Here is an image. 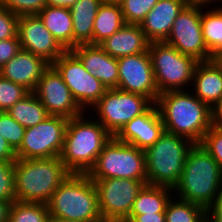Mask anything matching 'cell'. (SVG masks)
Returning a JSON list of instances; mask_svg holds the SVG:
<instances>
[{
	"instance_id": "f546056e",
	"label": "cell",
	"mask_w": 222,
	"mask_h": 222,
	"mask_svg": "<svg viewBox=\"0 0 222 222\" xmlns=\"http://www.w3.org/2000/svg\"><path fill=\"white\" fill-rule=\"evenodd\" d=\"M50 215L47 204L32 202H12L8 222H47Z\"/></svg>"
},
{
	"instance_id": "ba28073f",
	"label": "cell",
	"mask_w": 222,
	"mask_h": 222,
	"mask_svg": "<svg viewBox=\"0 0 222 222\" xmlns=\"http://www.w3.org/2000/svg\"><path fill=\"white\" fill-rule=\"evenodd\" d=\"M148 51L159 94L186 90L188 85H191L196 65L199 63L196 59L180 53L165 42H151Z\"/></svg>"
},
{
	"instance_id": "1f68e13d",
	"label": "cell",
	"mask_w": 222,
	"mask_h": 222,
	"mask_svg": "<svg viewBox=\"0 0 222 222\" xmlns=\"http://www.w3.org/2000/svg\"><path fill=\"white\" fill-rule=\"evenodd\" d=\"M30 91L0 75V112H7Z\"/></svg>"
},
{
	"instance_id": "d6a6232c",
	"label": "cell",
	"mask_w": 222,
	"mask_h": 222,
	"mask_svg": "<svg viewBox=\"0 0 222 222\" xmlns=\"http://www.w3.org/2000/svg\"><path fill=\"white\" fill-rule=\"evenodd\" d=\"M25 128L16 122L7 112H0V134L16 152L24 137Z\"/></svg>"
},
{
	"instance_id": "5bb4252c",
	"label": "cell",
	"mask_w": 222,
	"mask_h": 222,
	"mask_svg": "<svg viewBox=\"0 0 222 222\" xmlns=\"http://www.w3.org/2000/svg\"><path fill=\"white\" fill-rule=\"evenodd\" d=\"M33 93L49 115L71 119L85 113L73 98L61 74L52 64L44 70Z\"/></svg>"
},
{
	"instance_id": "ffe728a7",
	"label": "cell",
	"mask_w": 222,
	"mask_h": 222,
	"mask_svg": "<svg viewBox=\"0 0 222 222\" xmlns=\"http://www.w3.org/2000/svg\"><path fill=\"white\" fill-rule=\"evenodd\" d=\"M49 65L50 64L42 57L21 48L16 55L0 69V75L33 92L44 70Z\"/></svg>"
},
{
	"instance_id": "4dcf8cb0",
	"label": "cell",
	"mask_w": 222,
	"mask_h": 222,
	"mask_svg": "<svg viewBox=\"0 0 222 222\" xmlns=\"http://www.w3.org/2000/svg\"><path fill=\"white\" fill-rule=\"evenodd\" d=\"M157 2L158 0H123L120 7L125 23L140 25Z\"/></svg>"
},
{
	"instance_id": "7c38bea8",
	"label": "cell",
	"mask_w": 222,
	"mask_h": 222,
	"mask_svg": "<svg viewBox=\"0 0 222 222\" xmlns=\"http://www.w3.org/2000/svg\"><path fill=\"white\" fill-rule=\"evenodd\" d=\"M52 65L61 74L84 112L90 111L107 90L100 80L85 70L80 59L71 50L65 51Z\"/></svg>"
},
{
	"instance_id": "4fadbf2b",
	"label": "cell",
	"mask_w": 222,
	"mask_h": 222,
	"mask_svg": "<svg viewBox=\"0 0 222 222\" xmlns=\"http://www.w3.org/2000/svg\"><path fill=\"white\" fill-rule=\"evenodd\" d=\"M202 6L187 5L174 20L165 43L198 62L211 61L201 28Z\"/></svg>"
},
{
	"instance_id": "e575fe53",
	"label": "cell",
	"mask_w": 222,
	"mask_h": 222,
	"mask_svg": "<svg viewBox=\"0 0 222 222\" xmlns=\"http://www.w3.org/2000/svg\"><path fill=\"white\" fill-rule=\"evenodd\" d=\"M0 4L17 16L37 15L47 5L46 0H0Z\"/></svg>"
},
{
	"instance_id": "30bf717a",
	"label": "cell",
	"mask_w": 222,
	"mask_h": 222,
	"mask_svg": "<svg viewBox=\"0 0 222 222\" xmlns=\"http://www.w3.org/2000/svg\"><path fill=\"white\" fill-rule=\"evenodd\" d=\"M98 192L103 221L125 222L139 191L147 180L127 178L92 179Z\"/></svg>"
},
{
	"instance_id": "bcb514c9",
	"label": "cell",
	"mask_w": 222,
	"mask_h": 222,
	"mask_svg": "<svg viewBox=\"0 0 222 222\" xmlns=\"http://www.w3.org/2000/svg\"><path fill=\"white\" fill-rule=\"evenodd\" d=\"M212 61L221 69L222 71V50L215 54Z\"/></svg>"
},
{
	"instance_id": "7bdbcfd3",
	"label": "cell",
	"mask_w": 222,
	"mask_h": 222,
	"mask_svg": "<svg viewBox=\"0 0 222 222\" xmlns=\"http://www.w3.org/2000/svg\"><path fill=\"white\" fill-rule=\"evenodd\" d=\"M11 203L12 202L0 200V222H8Z\"/></svg>"
},
{
	"instance_id": "ee69618b",
	"label": "cell",
	"mask_w": 222,
	"mask_h": 222,
	"mask_svg": "<svg viewBox=\"0 0 222 222\" xmlns=\"http://www.w3.org/2000/svg\"><path fill=\"white\" fill-rule=\"evenodd\" d=\"M77 0H46L49 6L71 7Z\"/></svg>"
},
{
	"instance_id": "8992f818",
	"label": "cell",
	"mask_w": 222,
	"mask_h": 222,
	"mask_svg": "<svg viewBox=\"0 0 222 222\" xmlns=\"http://www.w3.org/2000/svg\"><path fill=\"white\" fill-rule=\"evenodd\" d=\"M194 143L167 131L145 150L147 184L174 188Z\"/></svg>"
},
{
	"instance_id": "6da1fadb",
	"label": "cell",
	"mask_w": 222,
	"mask_h": 222,
	"mask_svg": "<svg viewBox=\"0 0 222 222\" xmlns=\"http://www.w3.org/2000/svg\"><path fill=\"white\" fill-rule=\"evenodd\" d=\"M165 131L200 144L212 126L211 108L186 90L160 93L156 101Z\"/></svg>"
},
{
	"instance_id": "9a60e30c",
	"label": "cell",
	"mask_w": 222,
	"mask_h": 222,
	"mask_svg": "<svg viewBox=\"0 0 222 222\" xmlns=\"http://www.w3.org/2000/svg\"><path fill=\"white\" fill-rule=\"evenodd\" d=\"M117 61L119 70L117 89L146 96L156 103L159 92L149 51L120 57Z\"/></svg>"
},
{
	"instance_id": "603a6c76",
	"label": "cell",
	"mask_w": 222,
	"mask_h": 222,
	"mask_svg": "<svg viewBox=\"0 0 222 222\" xmlns=\"http://www.w3.org/2000/svg\"><path fill=\"white\" fill-rule=\"evenodd\" d=\"M102 0H77L69 7L73 21V48L80 44L93 45V24Z\"/></svg>"
},
{
	"instance_id": "4316f807",
	"label": "cell",
	"mask_w": 222,
	"mask_h": 222,
	"mask_svg": "<svg viewBox=\"0 0 222 222\" xmlns=\"http://www.w3.org/2000/svg\"><path fill=\"white\" fill-rule=\"evenodd\" d=\"M7 113L25 129L36 126L50 116L33 92L19 100Z\"/></svg>"
},
{
	"instance_id": "836d02e7",
	"label": "cell",
	"mask_w": 222,
	"mask_h": 222,
	"mask_svg": "<svg viewBox=\"0 0 222 222\" xmlns=\"http://www.w3.org/2000/svg\"><path fill=\"white\" fill-rule=\"evenodd\" d=\"M0 200L15 202L14 162L0 161Z\"/></svg>"
},
{
	"instance_id": "ac0fdd59",
	"label": "cell",
	"mask_w": 222,
	"mask_h": 222,
	"mask_svg": "<svg viewBox=\"0 0 222 222\" xmlns=\"http://www.w3.org/2000/svg\"><path fill=\"white\" fill-rule=\"evenodd\" d=\"M82 62L85 70L95 76L106 89L118 87V61L99 45L80 44L71 50Z\"/></svg>"
},
{
	"instance_id": "8d00e7d4",
	"label": "cell",
	"mask_w": 222,
	"mask_h": 222,
	"mask_svg": "<svg viewBox=\"0 0 222 222\" xmlns=\"http://www.w3.org/2000/svg\"><path fill=\"white\" fill-rule=\"evenodd\" d=\"M18 19L19 16L0 4V41L17 36Z\"/></svg>"
},
{
	"instance_id": "60d3db41",
	"label": "cell",
	"mask_w": 222,
	"mask_h": 222,
	"mask_svg": "<svg viewBox=\"0 0 222 222\" xmlns=\"http://www.w3.org/2000/svg\"><path fill=\"white\" fill-rule=\"evenodd\" d=\"M211 123L214 127L222 128V97L211 108Z\"/></svg>"
},
{
	"instance_id": "e0dca14e",
	"label": "cell",
	"mask_w": 222,
	"mask_h": 222,
	"mask_svg": "<svg viewBox=\"0 0 222 222\" xmlns=\"http://www.w3.org/2000/svg\"><path fill=\"white\" fill-rule=\"evenodd\" d=\"M164 131L165 127L154 103L145 113L126 123L114 137L145 151L161 137Z\"/></svg>"
},
{
	"instance_id": "7dc6e473",
	"label": "cell",
	"mask_w": 222,
	"mask_h": 222,
	"mask_svg": "<svg viewBox=\"0 0 222 222\" xmlns=\"http://www.w3.org/2000/svg\"><path fill=\"white\" fill-rule=\"evenodd\" d=\"M47 222H77V221L58 219V218H55L53 216H50Z\"/></svg>"
},
{
	"instance_id": "83f0119b",
	"label": "cell",
	"mask_w": 222,
	"mask_h": 222,
	"mask_svg": "<svg viewBox=\"0 0 222 222\" xmlns=\"http://www.w3.org/2000/svg\"><path fill=\"white\" fill-rule=\"evenodd\" d=\"M219 7H209L213 10L208 8L207 11L202 7L201 13L203 39L212 57L222 50V6Z\"/></svg>"
},
{
	"instance_id": "681fc988",
	"label": "cell",
	"mask_w": 222,
	"mask_h": 222,
	"mask_svg": "<svg viewBox=\"0 0 222 222\" xmlns=\"http://www.w3.org/2000/svg\"><path fill=\"white\" fill-rule=\"evenodd\" d=\"M207 222H222V218H207Z\"/></svg>"
},
{
	"instance_id": "44dd1931",
	"label": "cell",
	"mask_w": 222,
	"mask_h": 222,
	"mask_svg": "<svg viewBox=\"0 0 222 222\" xmlns=\"http://www.w3.org/2000/svg\"><path fill=\"white\" fill-rule=\"evenodd\" d=\"M147 40L140 25L125 23L116 33L106 38L99 46L110 56L120 58L148 51Z\"/></svg>"
},
{
	"instance_id": "d6986e66",
	"label": "cell",
	"mask_w": 222,
	"mask_h": 222,
	"mask_svg": "<svg viewBox=\"0 0 222 222\" xmlns=\"http://www.w3.org/2000/svg\"><path fill=\"white\" fill-rule=\"evenodd\" d=\"M188 5V0H158L140 23L147 40L165 42L174 20Z\"/></svg>"
},
{
	"instance_id": "7402d4cb",
	"label": "cell",
	"mask_w": 222,
	"mask_h": 222,
	"mask_svg": "<svg viewBox=\"0 0 222 222\" xmlns=\"http://www.w3.org/2000/svg\"><path fill=\"white\" fill-rule=\"evenodd\" d=\"M192 83L193 94L210 108L222 97V71L212 60L196 65Z\"/></svg>"
},
{
	"instance_id": "cb8c5ba5",
	"label": "cell",
	"mask_w": 222,
	"mask_h": 222,
	"mask_svg": "<svg viewBox=\"0 0 222 222\" xmlns=\"http://www.w3.org/2000/svg\"><path fill=\"white\" fill-rule=\"evenodd\" d=\"M37 15L66 51L73 49V21L69 7L46 5Z\"/></svg>"
},
{
	"instance_id": "7a4b0ae2",
	"label": "cell",
	"mask_w": 222,
	"mask_h": 222,
	"mask_svg": "<svg viewBox=\"0 0 222 222\" xmlns=\"http://www.w3.org/2000/svg\"><path fill=\"white\" fill-rule=\"evenodd\" d=\"M176 192V193H175ZM222 192V168L200 144L190 149L175 196L210 210Z\"/></svg>"
},
{
	"instance_id": "f6af8a7d",
	"label": "cell",
	"mask_w": 222,
	"mask_h": 222,
	"mask_svg": "<svg viewBox=\"0 0 222 222\" xmlns=\"http://www.w3.org/2000/svg\"><path fill=\"white\" fill-rule=\"evenodd\" d=\"M215 1H217V3L219 1H222V0H188V4L189 5H195V6H203V7H206L205 5H207V7H209V3L210 4H213Z\"/></svg>"
},
{
	"instance_id": "9c48e42d",
	"label": "cell",
	"mask_w": 222,
	"mask_h": 222,
	"mask_svg": "<svg viewBox=\"0 0 222 222\" xmlns=\"http://www.w3.org/2000/svg\"><path fill=\"white\" fill-rule=\"evenodd\" d=\"M154 103L146 96L125 92L120 89H107L92 107L101 125L115 136L133 118L145 113Z\"/></svg>"
},
{
	"instance_id": "f1b7e54d",
	"label": "cell",
	"mask_w": 222,
	"mask_h": 222,
	"mask_svg": "<svg viewBox=\"0 0 222 222\" xmlns=\"http://www.w3.org/2000/svg\"><path fill=\"white\" fill-rule=\"evenodd\" d=\"M165 222H207V210L172 196L166 205Z\"/></svg>"
},
{
	"instance_id": "c3c4849f",
	"label": "cell",
	"mask_w": 222,
	"mask_h": 222,
	"mask_svg": "<svg viewBox=\"0 0 222 222\" xmlns=\"http://www.w3.org/2000/svg\"><path fill=\"white\" fill-rule=\"evenodd\" d=\"M103 3L120 5L123 0H102Z\"/></svg>"
},
{
	"instance_id": "ab89813d",
	"label": "cell",
	"mask_w": 222,
	"mask_h": 222,
	"mask_svg": "<svg viewBox=\"0 0 222 222\" xmlns=\"http://www.w3.org/2000/svg\"><path fill=\"white\" fill-rule=\"evenodd\" d=\"M16 159V152L0 134V161L15 162Z\"/></svg>"
},
{
	"instance_id": "d590c367",
	"label": "cell",
	"mask_w": 222,
	"mask_h": 222,
	"mask_svg": "<svg viewBox=\"0 0 222 222\" xmlns=\"http://www.w3.org/2000/svg\"><path fill=\"white\" fill-rule=\"evenodd\" d=\"M200 145L217 161L222 168V128L211 126Z\"/></svg>"
},
{
	"instance_id": "5b68a950",
	"label": "cell",
	"mask_w": 222,
	"mask_h": 222,
	"mask_svg": "<svg viewBox=\"0 0 222 222\" xmlns=\"http://www.w3.org/2000/svg\"><path fill=\"white\" fill-rule=\"evenodd\" d=\"M50 216L77 222H102L98 192L87 174L70 173L47 203Z\"/></svg>"
},
{
	"instance_id": "8fae6325",
	"label": "cell",
	"mask_w": 222,
	"mask_h": 222,
	"mask_svg": "<svg viewBox=\"0 0 222 222\" xmlns=\"http://www.w3.org/2000/svg\"><path fill=\"white\" fill-rule=\"evenodd\" d=\"M68 118L50 115L36 126L25 129L17 159L60 157Z\"/></svg>"
},
{
	"instance_id": "277c9868",
	"label": "cell",
	"mask_w": 222,
	"mask_h": 222,
	"mask_svg": "<svg viewBox=\"0 0 222 222\" xmlns=\"http://www.w3.org/2000/svg\"><path fill=\"white\" fill-rule=\"evenodd\" d=\"M69 174L60 157L16 159L14 162L16 200L47 204L53 192Z\"/></svg>"
},
{
	"instance_id": "52a82bcc",
	"label": "cell",
	"mask_w": 222,
	"mask_h": 222,
	"mask_svg": "<svg viewBox=\"0 0 222 222\" xmlns=\"http://www.w3.org/2000/svg\"><path fill=\"white\" fill-rule=\"evenodd\" d=\"M87 175L91 179L147 180L145 151L112 136Z\"/></svg>"
},
{
	"instance_id": "f35d334b",
	"label": "cell",
	"mask_w": 222,
	"mask_h": 222,
	"mask_svg": "<svg viewBox=\"0 0 222 222\" xmlns=\"http://www.w3.org/2000/svg\"><path fill=\"white\" fill-rule=\"evenodd\" d=\"M125 222H165V213L129 215Z\"/></svg>"
},
{
	"instance_id": "484cf974",
	"label": "cell",
	"mask_w": 222,
	"mask_h": 222,
	"mask_svg": "<svg viewBox=\"0 0 222 222\" xmlns=\"http://www.w3.org/2000/svg\"><path fill=\"white\" fill-rule=\"evenodd\" d=\"M125 24L120 5L102 3L93 24V45H99Z\"/></svg>"
},
{
	"instance_id": "74e56055",
	"label": "cell",
	"mask_w": 222,
	"mask_h": 222,
	"mask_svg": "<svg viewBox=\"0 0 222 222\" xmlns=\"http://www.w3.org/2000/svg\"><path fill=\"white\" fill-rule=\"evenodd\" d=\"M20 49L18 35L14 38L0 41V69L9 62Z\"/></svg>"
},
{
	"instance_id": "d4e9b609",
	"label": "cell",
	"mask_w": 222,
	"mask_h": 222,
	"mask_svg": "<svg viewBox=\"0 0 222 222\" xmlns=\"http://www.w3.org/2000/svg\"><path fill=\"white\" fill-rule=\"evenodd\" d=\"M172 194L170 187L145 184L137 194L129 215L165 213Z\"/></svg>"
},
{
	"instance_id": "b9f144b4",
	"label": "cell",
	"mask_w": 222,
	"mask_h": 222,
	"mask_svg": "<svg viewBox=\"0 0 222 222\" xmlns=\"http://www.w3.org/2000/svg\"><path fill=\"white\" fill-rule=\"evenodd\" d=\"M207 218H222V192L217 197L214 206L207 211Z\"/></svg>"
},
{
	"instance_id": "2e32d148",
	"label": "cell",
	"mask_w": 222,
	"mask_h": 222,
	"mask_svg": "<svg viewBox=\"0 0 222 222\" xmlns=\"http://www.w3.org/2000/svg\"><path fill=\"white\" fill-rule=\"evenodd\" d=\"M17 35L22 49L42 57L49 64H53L66 51L38 15L19 16Z\"/></svg>"
},
{
	"instance_id": "3957f363",
	"label": "cell",
	"mask_w": 222,
	"mask_h": 222,
	"mask_svg": "<svg viewBox=\"0 0 222 222\" xmlns=\"http://www.w3.org/2000/svg\"><path fill=\"white\" fill-rule=\"evenodd\" d=\"M84 114L67 122L60 159L70 173L87 174L112 135Z\"/></svg>"
}]
</instances>
